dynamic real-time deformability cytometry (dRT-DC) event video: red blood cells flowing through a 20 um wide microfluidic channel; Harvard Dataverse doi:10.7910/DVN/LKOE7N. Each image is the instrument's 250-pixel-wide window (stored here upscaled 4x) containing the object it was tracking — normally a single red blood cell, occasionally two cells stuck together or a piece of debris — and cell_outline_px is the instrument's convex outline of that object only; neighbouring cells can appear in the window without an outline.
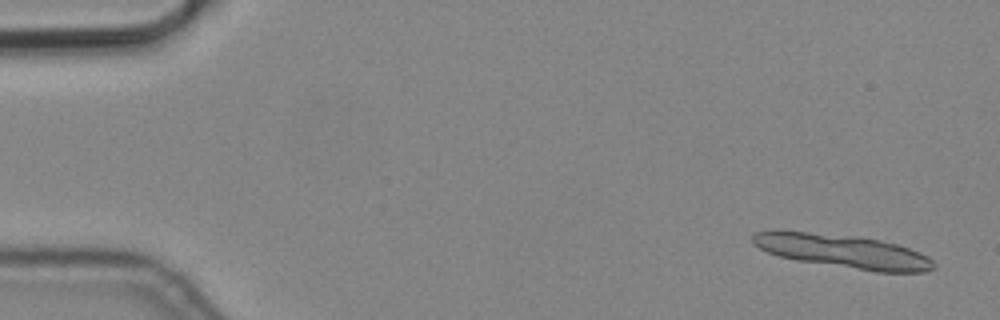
{"species": "common noctule bat (a hibernating species)", "species_latin": "Nyctalus noctula", "temperature_condition": "cold", "stored_images_in_passage": 2, "camera_frame_rate_fps": 3000, "um_per_image_px": 0.085, "animal": {"sex": "male", "body_mass_g": 19.2, "forearm_length_mm": 51.8}, "frame": {"image": 1, "passage_image": 2, "time_ms": 0.333, "image_size_px": [1000, 320], "cell_outline_px": [[936, 268], [924, 272], [876, 272], [796, 260], [780, 256], [768, 252], [752, 244], [752, 236], [756, 232], [808, 232], [852, 236], [876, 240], [896, 244], [920, 252], [928, 256], [936, 264]], "centroid_in_image_um": [71.73, 21.39], "position_along_channel_um": 13.3, "area_um2": 34.74}}